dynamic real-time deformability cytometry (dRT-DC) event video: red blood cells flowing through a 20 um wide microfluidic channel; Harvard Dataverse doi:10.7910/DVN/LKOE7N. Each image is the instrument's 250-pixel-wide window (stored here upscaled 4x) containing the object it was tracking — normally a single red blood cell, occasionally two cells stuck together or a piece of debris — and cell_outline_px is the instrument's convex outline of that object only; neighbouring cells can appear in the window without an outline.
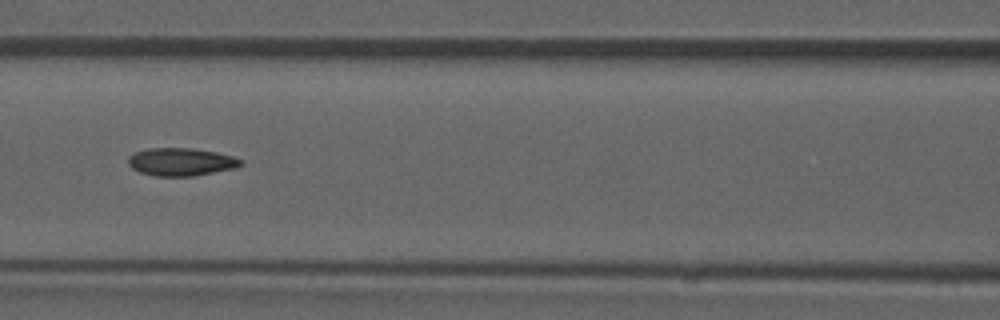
{"species": "common noctule bat (a hibernating species)", "species_latin": "Nyctalus noctula", "temperature_condition": "room temperature", "stored_images_in_passage": 52, "camera_frame_rate_fps": 3000, "um_per_image_px": 0.085, "animal": {"sex": "male", "forearm_length_mm": 52.5}, "frame": {"image": 1, "passage_image": 23, "time_ms": 7.333, "image_size_px": [1000, 320], "cell_outline_px": [[244, 164], [236, 168], [192, 176], [156, 176], [140, 172], [132, 168], [128, 164], [128, 156], [136, 152], [148, 148], [192, 148], [216, 152], [232, 156], [244, 160]], "centroid_in_image_um": [15.41, 13.76], "position_along_channel_um": 151.2, "area_um2": 18.32}, "authors_computed_cell_mechanics": {"area_um2": 18.2648, "velocity_mm_per_s": 3.91, "shape_relaxation_time_tau1_ms": null, "shape_relaxation_time_tau2_ms": 2.8886, "deformation_change_tau1": null, "deformation_change_tau2": 0.1059}}